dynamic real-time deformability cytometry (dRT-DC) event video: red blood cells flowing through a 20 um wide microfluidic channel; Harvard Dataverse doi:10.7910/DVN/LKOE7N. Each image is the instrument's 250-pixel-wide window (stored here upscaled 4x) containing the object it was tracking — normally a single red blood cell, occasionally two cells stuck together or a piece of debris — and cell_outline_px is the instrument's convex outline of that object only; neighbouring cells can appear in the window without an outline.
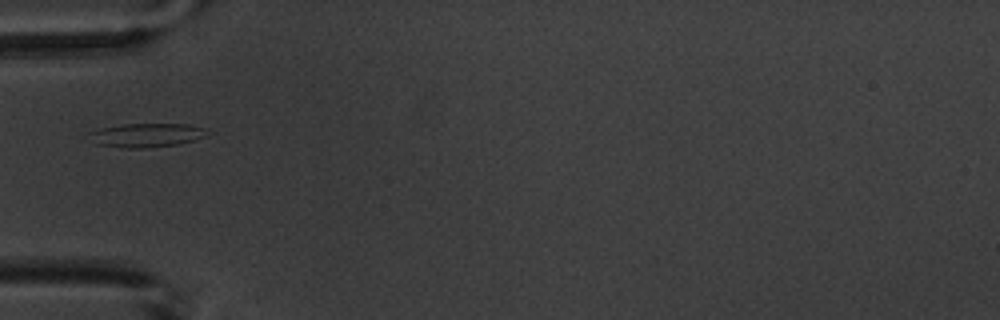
{"species": "common noctule bat (a hibernating species)", "species_latin": "Nyctalus noctula", "temperature_condition": "warm", "stored_images_in_passage": 1, "camera_frame_rate_fps": 3000, "um_per_image_px": 0.085, "animal": {"sex": "male", "body_mass_g": 20.1, "forearm_length_mm": 53.5}, "frame": {"image": 1, "passage_image": 1, "time_ms": 0.0, "image_size_px": [1000, 320], "cell_outline_px": [[208, 136], [176, 144], [148, 148], [120, 148], [96, 144], [88, 132], [100, 128], [124, 124], [192, 124], [208, 128]], "centroid_in_image_um": [12.5, 11.48], "position_along_channel_um": 72.5, "area_um2": 16.53}}